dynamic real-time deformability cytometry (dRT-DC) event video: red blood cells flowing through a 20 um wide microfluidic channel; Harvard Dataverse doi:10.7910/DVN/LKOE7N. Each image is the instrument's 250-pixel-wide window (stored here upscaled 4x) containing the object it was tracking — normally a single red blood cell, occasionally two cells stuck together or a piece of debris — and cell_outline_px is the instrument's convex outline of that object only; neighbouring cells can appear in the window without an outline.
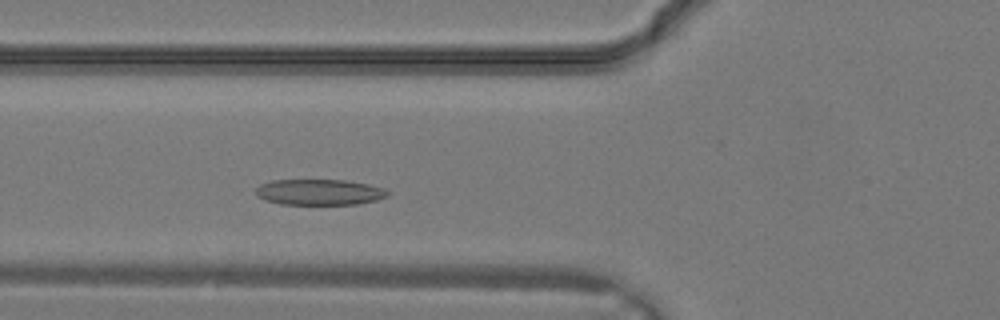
{"species": "common noctule bat (a hibernating species)", "species_latin": "Nyctalus noctula", "temperature_condition": "warm", "stored_images_in_passage": 6, "camera_frame_rate_fps": 3000, "um_per_image_px": 0.085, "animal": {"sex": "male", "body_mass_g": 19.2, "forearm_length_mm": 51.8}, "frame": {"image": 1, "passage_image": 6, "time_ms": 1.667, "image_size_px": [1000, 320], "cell_outline_px": [[392, 192], [388, 196], [376, 200], [360, 204], [280, 204], [264, 200], [256, 196], [256, 188], [260, 184], [272, 180], [348, 180], [368, 184], [384, 188]], "centroid_in_image_um": [27.17, 16.33], "position_along_channel_um": 98.6, "area_um2": 20.06}}